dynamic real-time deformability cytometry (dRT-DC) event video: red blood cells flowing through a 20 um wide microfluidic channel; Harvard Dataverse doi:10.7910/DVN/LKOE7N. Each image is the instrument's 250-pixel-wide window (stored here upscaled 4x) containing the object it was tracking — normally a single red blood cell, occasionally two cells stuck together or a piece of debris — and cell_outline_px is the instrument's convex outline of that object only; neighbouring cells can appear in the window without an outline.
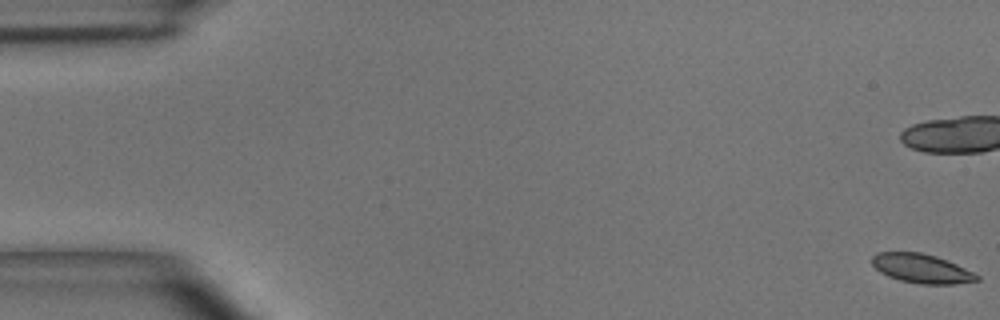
{"species": "common noctule bat (a hibernating species)", "species_latin": "Nyctalus noctula", "temperature_condition": "room temperature", "stored_images_in_passage": 16, "camera_frame_rate_fps": 3000, "um_per_image_px": 0.085, "animal": {"sex": "male", "body_mass_g": 15.6}, "frame": {"image": 1, "passage_image": 1, "time_ms": 0.0, "image_size_px": [1000, 320], "cell_outline_px": [[980, 280], [952, 284], [920, 284], [900, 280], [888, 276], [880, 272], [872, 264], [872, 256], [876, 252], [920, 252], [936, 256], [956, 264], [980, 276]], "centroid_in_image_um": [78.31, 22.82], "position_along_channel_um": 6.7, "area_um2": 17.69}}